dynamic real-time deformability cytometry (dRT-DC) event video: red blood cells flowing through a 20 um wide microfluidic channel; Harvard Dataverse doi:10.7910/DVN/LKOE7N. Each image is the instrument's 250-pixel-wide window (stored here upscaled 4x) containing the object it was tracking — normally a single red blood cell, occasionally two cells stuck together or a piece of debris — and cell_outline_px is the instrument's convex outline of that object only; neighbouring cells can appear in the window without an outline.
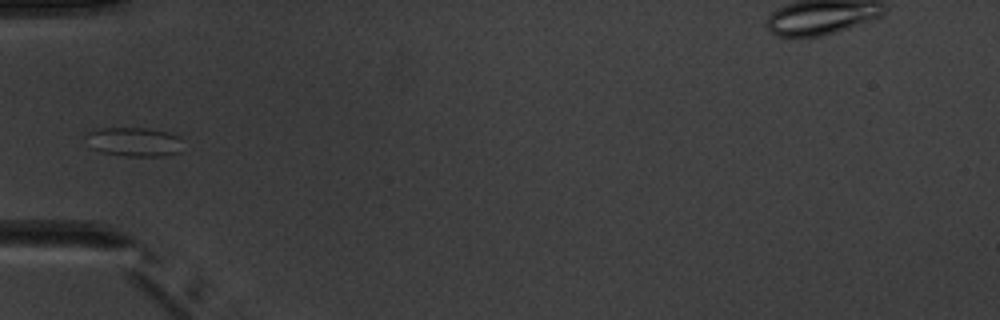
{"species": "common noctule bat (a hibernating species)", "species_latin": "Nyctalus noctula", "temperature_condition": "warm", "stored_images_in_passage": 6, "camera_frame_rate_fps": 3000, "um_per_image_px": 0.085, "animal": {"sex": "male", "body_mass_g": 20.1, "forearm_length_mm": 53.5}, "frame": {"image": 1, "passage_image": 5, "time_ms": 5.0, "image_size_px": [1000, 320], "cell_outline_px": [[180, 152], [164, 156], [124, 156], [100, 152], [92, 148], [88, 132], [100, 128], [148, 128], [168, 132], [180, 136]], "centroid_in_image_um": [11.45, 12.06], "position_along_channel_um": 73.5, "area_um2": 16.24}}
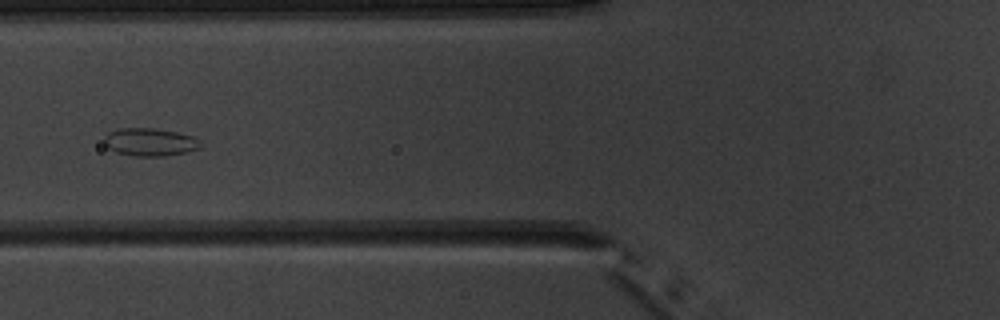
{"frame": {"image": 2, "passage_image": 6, "time_ms": 6.0, "image_size_px": [1000, 320], "cell_outline_px": [[204, 144], [200, 148], [188, 152], [164, 156], [136, 156], [116, 152], [108, 148], [104, 144], [104, 136], [108, 132], [120, 128], [152, 128], [176, 132], [196, 136]], "centroid_in_image_um": [12.79, 12.07], "position_along_channel_um": 113.0, "area_um2": 15.9}}